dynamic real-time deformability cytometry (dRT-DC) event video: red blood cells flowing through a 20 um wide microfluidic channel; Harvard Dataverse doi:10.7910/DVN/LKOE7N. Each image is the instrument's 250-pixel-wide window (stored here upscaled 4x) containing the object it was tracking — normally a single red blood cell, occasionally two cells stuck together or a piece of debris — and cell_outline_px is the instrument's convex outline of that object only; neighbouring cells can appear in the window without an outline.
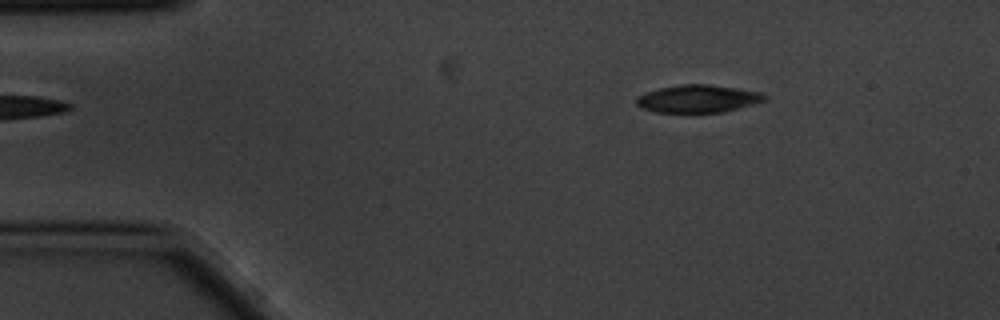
{"species": "common noctule bat (a hibernating species)", "species_latin": "Nyctalus noctula", "temperature_condition": "cold", "stored_images_in_passage": 2, "camera_frame_rate_fps": 3000, "um_per_image_px": 0.085, "animal": {"sex": "male", "body_mass_g": 20.1, "forearm_length_mm": 53.5}, "frame": {"image": 1, "passage_image": 2, "time_ms": 0.333, "image_size_px": [1000, 320], "cell_outline_px": [[768, 100], [720, 112], [656, 112], [644, 108], [636, 104], [636, 96], [660, 88], [684, 84], [708, 84], [736, 88], [760, 92], [768, 96]], "centroid_in_image_um": [59.34, 8.38], "position_along_channel_um": 25.7, "area_um2": 20.35}}